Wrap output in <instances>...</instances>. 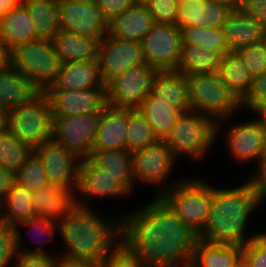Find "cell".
I'll return each instance as SVG.
<instances>
[{
	"label": "cell",
	"mask_w": 266,
	"mask_h": 267,
	"mask_svg": "<svg viewBox=\"0 0 266 267\" xmlns=\"http://www.w3.org/2000/svg\"><path fill=\"white\" fill-rule=\"evenodd\" d=\"M120 236V241L144 267L190 264L198 240V234L159 196L140 211L120 220Z\"/></svg>",
	"instance_id": "6da1fadb"
},
{
	"label": "cell",
	"mask_w": 266,
	"mask_h": 267,
	"mask_svg": "<svg viewBox=\"0 0 266 267\" xmlns=\"http://www.w3.org/2000/svg\"><path fill=\"white\" fill-rule=\"evenodd\" d=\"M75 199V205L62 216L58 229L68 252L62 258L98 264L115 246L120 236V220L108 223ZM113 244V245H112Z\"/></svg>",
	"instance_id": "7a4b0ae2"
},
{
	"label": "cell",
	"mask_w": 266,
	"mask_h": 267,
	"mask_svg": "<svg viewBox=\"0 0 266 267\" xmlns=\"http://www.w3.org/2000/svg\"><path fill=\"white\" fill-rule=\"evenodd\" d=\"M259 205L250 181L234 189L211 187V208L207 224L198 239L208 243L245 245L244 231L249 216Z\"/></svg>",
	"instance_id": "3957f363"
},
{
	"label": "cell",
	"mask_w": 266,
	"mask_h": 267,
	"mask_svg": "<svg viewBox=\"0 0 266 267\" xmlns=\"http://www.w3.org/2000/svg\"><path fill=\"white\" fill-rule=\"evenodd\" d=\"M173 184L175 187L169 186L172 189L167 187L168 190H165L163 187L158 196L184 224L199 234L209 218L211 186L196 179H186Z\"/></svg>",
	"instance_id": "277c9868"
},
{
	"label": "cell",
	"mask_w": 266,
	"mask_h": 267,
	"mask_svg": "<svg viewBox=\"0 0 266 267\" xmlns=\"http://www.w3.org/2000/svg\"><path fill=\"white\" fill-rule=\"evenodd\" d=\"M4 129L34 150L50 141L52 114L47 96L40 92L30 102L6 112Z\"/></svg>",
	"instance_id": "5b68a950"
},
{
	"label": "cell",
	"mask_w": 266,
	"mask_h": 267,
	"mask_svg": "<svg viewBox=\"0 0 266 267\" xmlns=\"http://www.w3.org/2000/svg\"><path fill=\"white\" fill-rule=\"evenodd\" d=\"M187 79L191 111L210 116L219 122L242 107V103L223 83L217 71L194 73L187 75Z\"/></svg>",
	"instance_id": "8992f818"
},
{
	"label": "cell",
	"mask_w": 266,
	"mask_h": 267,
	"mask_svg": "<svg viewBox=\"0 0 266 267\" xmlns=\"http://www.w3.org/2000/svg\"><path fill=\"white\" fill-rule=\"evenodd\" d=\"M61 64L50 40L38 39L11 49V65L41 92L54 82Z\"/></svg>",
	"instance_id": "52a82bcc"
},
{
	"label": "cell",
	"mask_w": 266,
	"mask_h": 267,
	"mask_svg": "<svg viewBox=\"0 0 266 267\" xmlns=\"http://www.w3.org/2000/svg\"><path fill=\"white\" fill-rule=\"evenodd\" d=\"M216 123L217 121L201 113L184 112L164 141L174 156L183 153L202 158L216 141L218 132Z\"/></svg>",
	"instance_id": "ba28073f"
},
{
	"label": "cell",
	"mask_w": 266,
	"mask_h": 267,
	"mask_svg": "<svg viewBox=\"0 0 266 267\" xmlns=\"http://www.w3.org/2000/svg\"><path fill=\"white\" fill-rule=\"evenodd\" d=\"M157 71L145 62L110 80L105 85L107 105L115 109L137 110L150 94Z\"/></svg>",
	"instance_id": "9c48e42d"
},
{
	"label": "cell",
	"mask_w": 266,
	"mask_h": 267,
	"mask_svg": "<svg viewBox=\"0 0 266 267\" xmlns=\"http://www.w3.org/2000/svg\"><path fill=\"white\" fill-rule=\"evenodd\" d=\"M100 118L101 112L81 116L52 117L51 140L66 147L79 160L88 159L93 150Z\"/></svg>",
	"instance_id": "30bf717a"
},
{
	"label": "cell",
	"mask_w": 266,
	"mask_h": 267,
	"mask_svg": "<svg viewBox=\"0 0 266 267\" xmlns=\"http://www.w3.org/2000/svg\"><path fill=\"white\" fill-rule=\"evenodd\" d=\"M97 60L104 85L130 68L145 63L141 42L119 39L109 34L97 45Z\"/></svg>",
	"instance_id": "8fae6325"
},
{
	"label": "cell",
	"mask_w": 266,
	"mask_h": 267,
	"mask_svg": "<svg viewBox=\"0 0 266 267\" xmlns=\"http://www.w3.org/2000/svg\"><path fill=\"white\" fill-rule=\"evenodd\" d=\"M141 46L148 65L157 70H176L181 54V30L174 24L156 23Z\"/></svg>",
	"instance_id": "7c38bea8"
},
{
	"label": "cell",
	"mask_w": 266,
	"mask_h": 267,
	"mask_svg": "<svg viewBox=\"0 0 266 267\" xmlns=\"http://www.w3.org/2000/svg\"><path fill=\"white\" fill-rule=\"evenodd\" d=\"M59 27L60 30L90 37L98 43L108 35V22L100 14L96 2L59 0Z\"/></svg>",
	"instance_id": "4fadbf2b"
},
{
	"label": "cell",
	"mask_w": 266,
	"mask_h": 267,
	"mask_svg": "<svg viewBox=\"0 0 266 267\" xmlns=\"http://www.w3.org/2000/svg\"><path fill=\"white\" fill-rule=\"evenodd\" d=\"M43 93L50 103L52 117L97 113L107 106L105 89L43 91Z\"/></svg>",
	"instance_id": "5bb4252c"
},
{
	"label": "cell",
	"mask_w": 266,
	"mask_h": 267,
	"mask_svg": "<svg viewBox=\"0 0 266 267\" xmlns=\"http://www.w3.org/2000/svg\"><path fill=\"white\" fill-rule=\"evenodd\" d=\"M174 163V154L164 140L147 145L132 153L133 179L160 184L167 178Z\"/></svg>",
	"instance_id": "9a60e30c"
},
{
	"label": "cell",
	"mask_w": 266,
	"mask_h": 267,
	"mask_svg": "<svg viewBox=\"0 0 266 267\" xmlns=\"http://www.w3.org/2000/svg\"><path fill=\"white\" fill-rule=\"evenodd\" d=\"M34 152L43 161L50 184L64 185L70 190L73 184L77 188L80 162L74 153L52 140L43 143Z\"/></svg>",
	"instance_id": "2e32d148"
},
{
	"label": "cell",
	"mask_w": 266,
	"mask_h": 267,
	"mask_svg": "<svg viewBox=\"0 0 266 267\" xmlns=\"http://www.w3.org/2000/svg\"><path fill=\"white\" fill-rule=\"evenodd\" d=\"M105 89L97 59L71 61L61 64L54 82L44 91H79Z\"/></svg>",
	"instance_id": "e0dca14e"
},
{
	"label": "cell",
	"mask_w": 266,
	"mask_h": 267,
	"mask_svg": "<svg viewBox=\"0 0 266 267\" xmlns=\"http://www.w3.org/2000/svg\"><path fill=\"white\" fill-rule=\"evenodd\" d=\"M227 137L230 152L237 161L257 159L259 164L266 144V126L261 117L232 126Z\"/></svg>",
	"instance_id": "ac0fdd59"
},
{
	"label": "cell",
	"mask_w": 266,
	"mask_h": 267,
	"mask_svg": "<svg viewBox=\"0 0 266 267\" xmlns=\"http://www.w3.org/2000/svg\"><path fill=\"white\" fill-rule=\"evenodd\" d=\"M149 95L178 108L182 113L191 111L187 75L176 70H158Z\"/></svg>",
	"instance_id": "d6986e66"
},
{
	"label": "cell",
	"mask_w": 266,
	"mask_h": 267,
	"mask_svg": "<svg viewBox=\"0 0 266 267\" xmlns=\"http://www.w3.org/2000/svg\"><path fill=\"white\" fill-rule=\"evenodd\" d=\"M77 189L87 197H119L129 193L117 176L96 167L89 159L80 160Z\"/></svg>",
	"instance_id": "ffe728a7"
},
{
	"label": "cell",
	"mask_w": 266,
	"mask_h": 267,
	"mask_svg": "<svg viewBox=\"0 0 266 267\" xmlns=\"http://www.w3.org/2000/svg\"><path fill=\"white\" fill-rule=\"evenodd\" d=\"M128 109L106 106L101 111L93 150H126Z\"/></svg>",
	"instance_id": "44dd1931"
},
{
	"label": "cell",
	"mask_w": 266,
	"mask_h": 267,
	"mask_svg": "<svg viewBox=\"0 0 266 267\" xmlns=\"http://www.w3.org/2000/svg\"><path fill=\"white\" fill-rule=\"evenodd\" d=\"M222 30L230 51H237L266 39V28L253 18L245 16L239 9L229 13Z\"/></svg>",
	"instance_id": "7402d4cb"
},
{
	"label": "cell",
	"mask_w": 266,
	"mask_h": 267,
	"mask_svg": "<svg viewBox=\"0 0 266 267\" xmlns=\"http://www.w3.org/2000/svg\"><path fill=\"white\" fill-rule=\"evenodd\" d=\"M41 91L12 65L0 70V110L5 114L30 102Z\"/></svg>",
	"instance_id": "603a6c76"
},
{
	"label": "cell",
	"mask_w": 266,
	"mask_h": 267,
	"mask_svg": "<svg viewBox=\"0 0 266 267\" xmlns=\"http://www.w3.org/2000/svg\"><path fill=\"white\" fill-rule=\"evenodd\" d=\"M155 24L147 6L133 5L108 23V34L119 39L142 42Z\"/></svg>",
	"instance_id": "cb8c5ba5"
},
{
	"label": "cell",
	"mask_w": 266,
	"mask_h": 267,
	"mask_svg": "<svg viewBox=\"0 0 266 267\" xmlns=\"http://www.w3.org/2000/svg\"><path fill=\"white\" fill-rule=\"evenodd\" d=\"M35 216L60 220L74 205L71 190L64 185L48 184L32 192Z\"/></svg>",
	"instance_id": "d4e9b609"
},
{
	"label": "cell",
	"mask_w": 266,
	"mask_h": 267,
	"mask_svg": "<svg viewBox=\"0 0 266 267\" xmlns=\"http://www.w3.org/2000/svg\"><path fill=\"white\" fill-rule=\"evenodd\" d=\"M0 38L10 49L39 39L34 21L22 2L0 20Z\"/></svg>",
	"instance_id": "484cf974"
},
{
	"label": "cell",
	"mask_w": 266,
	"mask_h": 267,
	"mask_svg": "<svg viewBox=\"0 0 266 267\" xmlns=\"http://www.w3.org/2000/svg\"><path fill=\"white\" fill-rule=\"evenodd\" d=\"M223 83L242 103L249 95L253 76L237 51L226 52L217 70Z\"/></svg>",
	"instance_id": "4316f807"
},
{
	"label": "cell",
	"mask_w": 266,
	"mask_h": 267,
	"mask_svg": "<svg viewBox=\"0 0 266 267\" xmlns=\"http://www.w3.org/2000/svg\"><path fill=\"white\" fill-rule=\"evenodd\" d=\"M243 245L197 240L191 264L194 267H234L242 259Z\"/></svg>",
	"instance_id": "83f0119b"
},
{
	"label": "cell",
	"mask_w": 266,
	"mask_h": 267,
	"mask_svg": "<svg viewBox=\"0 0 266 267\" xmlns=\"http://www.w3.org/2000/svg\"><path fill=\"white\" fill-rule=\"evenodd\" d=\"M52 43L61 63L97 59L98 42L90 37L60 30Z\"/></svg>",
	"instance_id": "f1b7e54d"
},
{
	"label": "cell",
	"mask_w": 266,
	"mask_h": 267,
	"mask_svg": "<svg viewBox=\"0 0 266 267\" xmlns=\"http://www.w3.org/2000/svg\"><path fill=\"white\" fill-rule=\"evenodd\" d=\"M96 167L105 170L129 190L133 189L132 153L127 150H92L88 158Z\"/></svg>",
	"instance_id": "f546056e"
},
{
	"label": "cell",
	"mask_w": 266,
	"mask_h": 267,
	"mask_svg": "<svg viewBox=\"0 0 266 267\" xmlns=\"http://www.w3.org/2000/svg\"><path fill=\"white\" fill-rule=\"evenodd\" d=\"M137 111L151 125L157 140H165L182 112L170 104L158 101L150 95L141 103Z\"/></svg>",
	"instance_id": "4dcf8cb0"
},
{
	"label": "cell",
	"mask_w": 266,
	"mask_h": 267,
	"mask_svg": "<svg viewBox=\"0 0 266 267\" xmlns=\"http://www.w3.org/2000/svg\"><path fill=\"white\" fill-rule=\"evenodd\" d=\"M1 210H4L3 213ZM33 216L35 211L32 192L15 184L0 201V223L15 227Z\"/></svg>",
	"instance_id": "1f68e13d"
},
{
	"label": "cell",
	"mask_w": 266,
	"mask_h": 267,
	"mask_svg": "<svg viewBox=\"0 0 266 267\" xmlns=\"http://www.w3.org/2000/svg\"><path fill=\"white\" fill-rule=\"evenodd\" d=\"M32 17L37 37L52 41L60 32L59 0H21Z\"/></svg>",
	"instance_id": "d6a6232c"
},
{
	"label": "cell",
	"mask_w": 266,
	"mask_h": 267,
	"mask_svg": "<svg viewBox=\"0 0 266 267\" xmlns=\"http://www.w3.org/2000/svg\"><path fill=\"white\" fill-rule=\"evenodd\" d=\"M222 56L219 51L199 45L182 44L176 71L185 75L215 72L220 66Z\"/></svg>",
	"instance_id": "836d02e7"
},
{
	"label": "cell",
	"mask_w": 266,
	"mask_h": 267,
	"mask_svg": "<svg viewBox=\"0 0 266 267\" xmlns=\"http://www.w3.org/2000/svg\"><path fill=\"white\" fill-rule=\"evenodd\" d=\"M33 152L34 149L6 129L0 131V167L16 172Z\"/></svg>",
	"instance_id": "e575fe53"
},
{
	"label": "cell",
	"mask_w": 266,
	"mask_h": 267,
	"mask_svg": "<svg viewBox=\"0 0 266 267\" xmlns=\"http://www.w3.org/2000/svg\"><path fill=\"white\" fill-rule=\"evenodd\" d=\"M181 30L182 44L199 45L222 55L229 52L221 27H184Z\"/></svg>",
	"instance_id": "d590c367"
},
{
	"label": "cell",
	"mask_w": 266,
	"mask_h": 267,
	"mask_svg": "<svg viewBox=\"0 0 266 267\" xmlns=\"http://www.w3.org/2000/svg\"><path fill=\"white\" fill-rule=\"evenodd\" d=\"M157 141L151 125L137 111L128 109L126 150L133 153Z\"/></svg>",
	"instance_id": "8d00e7d4"
},
{
	"label": "cell",
	"mask_w": 266,
	"mask_h": 267,
	"mask_svg": "<svg viewBox=\"0 0 266 267\" xmlns=\"http://www.w3.org/2000/svg\"><path fill=\"white\" fill-rule=\"evenodd\" d=\"M15 184L31 192L50 184L43 161L35 152L15 172Z\"/></svg>",
	"instance_id": "74e56055"
},
{
	"label": "cell",
	"mask_w": 266,
	"mask_h": 267,
	"mask_svg": "<svg viewBox=\"0 0 266 267\" xmlns=\"http://www.w3.org/2000/svg\"><path fill=\"white\" fill-rule=\"evenodd\" d=\"M21 234L11 225L0 223V267H7L19 255Z\"/></svg>",
	"instance_id": "f35d334b"
},
{
	"label": "cell",
	"mask_w": 266,
	"mask_h": 267,
	"mask_svg": "<svg viewBox=\"0 0 266 267\" xmlns=\"http://www.w3.org/2000/svg\"><path fill=\"white\" fill-rule=\"evenodd\" d=\"M253 78L266 71V41L251 44L237 50Z\"/></svg>",
	"instance_id": "ab89813d"
},
{
	"label": "cell",
	"mask_w": 266,
	"mask_h": 267,
	"mask_svg": "<svg viewBox=\"0 0 266 267\" xmlns=\"http://www.w3.org/2000/svg\"><path fill=\"white\" fill-rule=\"evenodd\" d=\"M231 11L227 5L206 0L200 5L199 27H221Z\"/></svg>",
	"instance_id": "60d3db41"
},
{
	"label": "cell",
	"mask_w": 266,
	"mask_h": 267,
	"mask_svg": "<svg viewBox=\"0 0 266 267\" xmlns=\"http://www.w3.org/2000/svg\"><path fill=\"white\" fill-rule=\"evenodd\" d=\"M98 267H144L138 258L123 244L117 243L104 258Z\"/></svg>",
	"instance_id": "b9f144b4"
},
{
	"label": "cell",
	"mask_w": 266,
	"mask_h": 267,
	"mask_svg": "<svg viewBox=\"0 0 266 267\" xmlns=\"http://www.w3.org/2000/svg\"><path fill=\"white\" fill-rule=\"evenodd\" d=\"M242 260L247 267H266V233L243 245Z\"/></svg>",
	"instance_id": "7bdbcfd3"
},
{
	"label": "cell",
	"mask_w": 266,
	"mask_h": 267,
	"mask_svg": "<svg viewBox=\"0 0 266 267\" xmlns=\"http://www.w3.org/2000/svg\"><path fill=\"white\" fill-rule=\"evenodd\" d=\"M243 105L260 116L266 112V71L253 79L251 91Z\"/></svg>",
	"instance_id": "ee69618b"
},
{
	"label": "cell",
	"mask_w": 266,
	"mask_h": 267,
	"mask_svg": "<svg viewBox=\"0 0 266 267\" xmlns=\"http://www.w3.org/2000/svg\"><path fill=\"white\" fill-rule=\"evenodd\" d=\"M203 0H179L174 25L184 27H199L200 5Z\"/></svg>",
	"instance_id": "f6af8a7d"
},
{
	"label": "cell",
	"mask_w": 266,
	"mask_h": 267,
	"mask_svg": "<svg viewBox=\"0 0 266 267\" xmlns=\"http://www.w3.org/2000/svg\"><path fill=\"white\" fill-rule=\"evenodd\" d=\"M179 0H152L147 8L155 23L174 24Z\"/></svg>",
	"instance_id": "bcb514c9"
},
{
	"label": "cell",
	"mask_w": 266,
	"mask_h": 267,
	"mask_svg": "<svg viewBox=\"0 0 266 267\" xmlns=\"http://www.w3.org/2000/svg\"><path fill=\"white\" fill-rule=\"evenodd\" d=\"M22 251L20 249L15 267H57L58 261L53 256H49L42 249ZM22 251V252H21Z\"/></svg>",
	"instance_id": "7dc6e473"
},
{
	"label": "cell",
	"mask_w": 266,
	"mask_h": 267,
	"mask_svg": "<svg viewBox=\"0 0 266 267\" xmlns=\"http://www.w3.org/2000/svg\"><path fill=\"white\" fill-rule=\"evenodd\" d=\"M102 17L109 23L114 17L134 5L133 0H96Z\"/></svg>",
	"instance_id": "c3c4849f"
},
{
	"label": "cell",
	"mask_w": 266,
	"mask_h": 267,
	"mask_svg": "<svg viewBox=\"0 0 266 267\" xmlns=\"http://www.w3.org/2000/svg\"><path fill=\"white\" fill-rule=\"evenodd\" d=\"M238 9L266 28V0H241Z\"/></svg>",
	"instance_id": "681fc988"
},
{
	"label": "cell",
	"mask_w": 266,
	"mask_h": 267,
	"mask_svg": "<svg viewBox=\"0 0 266 267\" xmlns=\"http://www.w3.org/2000/svg\"><path fill=\"white\" fill-rule=\"evenodd\" d=\"M54 223L55 222L53 220L48 218L33 216L28 220L16 225L14 228L17 229L20 225L29 226L30 231H32L31 229H34L37 230V233L39 232L40 236L48 235L51 238L54 235V229L58 227L57 225H54Z\"/></svg>",
	"instance_id": "f907efd6"
},
{
	"label": "cell",
	"mask_w": 266,
	"mask_h": 267,
	"mask_svg": "<svg viewBox=\"0 0 266 267\" xmlns=\"http://www.w3.org/2000/svg\"><path fill=\"white\" fill-rule=\"evenodd\" d=\"M249 181L255 190L257 202L261 203L266 197V167H259L256 174Z\"/></svg>",
	"instance_id": "816d5d0a"
},
{
	"label": "cell",
	"mask_w": 266,
	"mask_h": 267,
	"mask_svg": "<svg viewBox=\"0 0 266 267\" xmlns=\"http://www.w3.org/2000/svg\"><path fill=\"white\" fill-rule=\"evenodd\" d=\"M15 185V172L0 167V201Z\"/></svg>",
	"instance_id": "f5cc1de1"
},
{
	"label": "cell",
	"mask_w": 266,
	"mask_h": 267,
	"mask_svg": "<svg viewBox=\"0 0 266 267\" xmlns=\"http://www.w3.org/2000/svg\"><path fill=\"white\" fill-rule=\"evenodd\" d=\"M11 65V49L7 46L2 38H0V70Z\"/></svg>",
	"instance_id": "db71d44e"
},
{
	"label": "cell",
	"mask_w": 266,
	"mask_h": 267,
	"mask_svg": "<svg viewBox=\"0 0 266 267\" xmlns=\"http://www.w3.org/2000/svg\"><path fill=\"white\" fill-rule=\"evenodd\" d=\"M57 267H98V264L87 261H73L64 259H58Z\"/></svg>",
	"instance_id": "11a10c76"
},
{
	"label": "cell",
	"mask_w": 266,
	"mask_h": 267,
	"mask_svg": "<svg viewBox=\"0 0 266 267\" xmlns=\"http://www.w3.org/2000/svg\"><path fill=\"white\" fill-rule=\"evenodd\" d=\"M20 2L21 0H0V20Z\"/></svg>",
	"instance_id": "9f6ffc18"
},
{
	"label": "cell",
	"mask_w": 266,
	"mask_h": 267,
	"mask_svg": "<svg viewBox=\"0 0 266 267\" xmlns=\"http://www.w3.org/2000/svg\"><path fill=\"white\" fill-rule=\"evenodd\" d=\"M213 1L227 5L232 10H237L241 3V0H213Z\"/></svg>",
	"instance_id": "6f0895ef"
},
{
	"label": "cell",
	"mask_w": 266,
	"mask_h": 267,
	"mask_svg": "<svg viewBox=\"0 0 266 267\" xmlns=\"http://www.w3.org/2000/svg\"><path fill=\"white\" fill-rule=\"evenodd\" d=\"M258 167H266V144L264 146Z\"/></svg>",
	"instance_id": "680465c9"
},
{
	"label": "cell",
	"mask_w": 266,
	"mask_h": 267,
	"mask_svg": "<svg viewBox=\"0 0 266 267\" xmlns=\"http://www.w3.org/2000/svg\"><path fill=\"white\" fill-rule=\"evenodd\" d=\"M152 0H133L135 6H147Z\"/></svg>",
	"instance_id": "91938a15"
},
{
	"label": "cell",
	"mask_w": 266,
	"mask_h": 267,
	"mask_svg": "<svg viewBox=\"0 0 266 267\" xmlns=\"http://www.w3.org/2000/svg\"><path fill=\"white\" fill-rule=\"evenodd\" d=\"M5 114L0 110V131L4 129Z\"/></svg>",
	"instance_id": "94428289"
},
{
	"label": "cell",
	"mask_w": 266,
	"mask_h": 267,
	"mask_svg": "<svg viewBox=\"0 0 266 267\" xmlns=\"http://www.w3.org/2000/svg\"><path fill=\"white\" fill-rule=\"evenodd\" d=\"M67 2H78V3H94L96 0H62Z\"/></svg>",
	"instance_id": "6125c7cd"
},
{
	"label": "cell",
	"mask_w": 266,
	"mask_h": 267,
	"mask_svg": "<svg viewBox=\"0 0 266 267\" xmlns=\"http://www.w3.org/2000/svg\"><path fill=\"white\" fill-rule=\"evenodd\" d=\"M234 267H247L244 261L241 259Z\"/></svg>",
	"instance_id": "be15d7a7"
},
{
	"label": "cell",
	"mask_w": 266,
	"mask_h": 267,
	"mask_svg": "<svg viewBox=\"0 0 266 267\" xmlns=\"http://www.w3.org/2000/svg\"><path fill=\"white\" fill-rule=\"evenodd\" d=\"M261 118L264 120V123H265V126H266V112L263 115H261Z\"/></svg>",
	"instance_id": "e7e4bbea"
},
{
	"label": "cell",
	"mask_w": 266,
	"mask_h": 267,
	"mask_svg": "<svg viewBox=\"0 0 266 267\" xmlns=\"http://www.w3.org/2000/svg\"><path fill=\"white\" fill-rule=\"evenodd\" d=\"M180 267H194V265L193 264H186V265H181Z\"/></svg>",
	"instance_id": "03108f58"
}]
</instances>
